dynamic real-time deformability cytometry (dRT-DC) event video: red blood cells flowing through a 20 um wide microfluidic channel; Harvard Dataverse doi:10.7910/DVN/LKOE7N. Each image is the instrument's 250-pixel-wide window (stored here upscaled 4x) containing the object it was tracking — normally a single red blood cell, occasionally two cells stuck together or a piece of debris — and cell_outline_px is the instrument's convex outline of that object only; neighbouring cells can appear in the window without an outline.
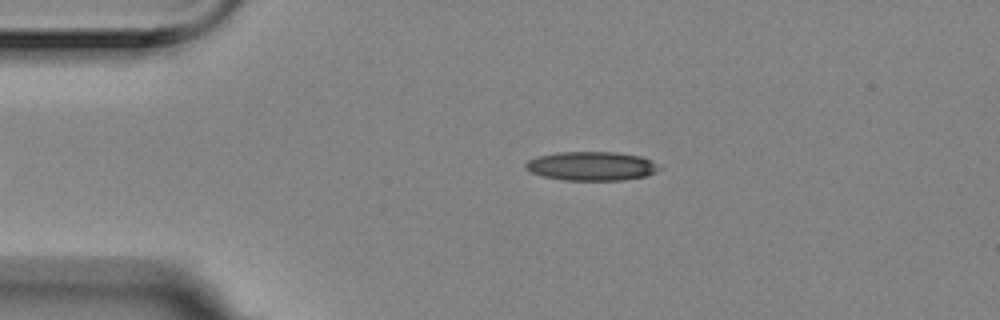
{"species": "Egyptian fruit bat (a non-hibernating species)", "species_latin": "Rousettus aegyptiacus", "temperature_condition": "room temperature", "stored_images_in_passage": 4, "camera_frame_rate_fps": 3000, "um_per_image_px": 0.085, "animal": {"sex": "female"}, "frame": {"image": 1, "passage_image": 4, "time_ms": 1.0, "image_size_px": [1000, 320], "cell_outline_px": [[664, 168], [656, 172], [644, 176], [624, 180], [564, 180], [544, 176], [532, 172], [524, 168], [524, 164], [528, 160], [540, 156], [560, 152], [616, 152], [640, 156], [660, 164]], "centroid_in_image_um": [50.33, 14.11], "position_along_channel_um": 34.7, "area_um2": 22.54}}